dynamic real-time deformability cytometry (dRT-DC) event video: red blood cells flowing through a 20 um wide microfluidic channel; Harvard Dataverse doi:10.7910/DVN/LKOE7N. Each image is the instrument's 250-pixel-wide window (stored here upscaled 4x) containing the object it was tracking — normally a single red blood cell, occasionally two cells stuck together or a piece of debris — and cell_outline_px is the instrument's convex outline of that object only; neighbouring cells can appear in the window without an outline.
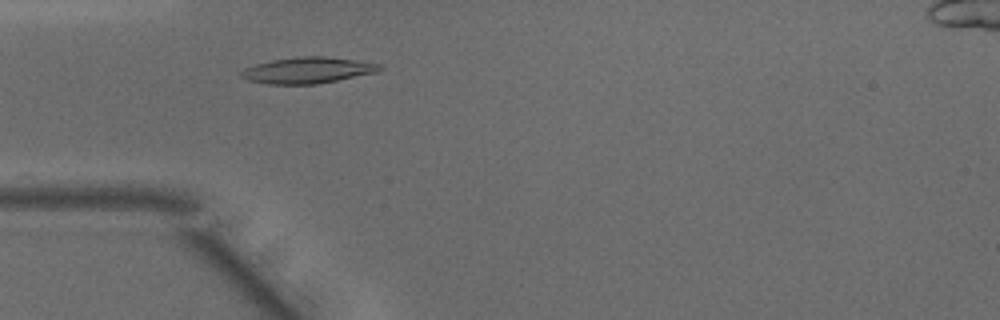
{"species": "common noctule bat (a hibernating species)", "species_latin": "Nyctalus noctula", "temperature_condition": "warm", "stored_images_in_passage": 31, "camera_frame_rate_fps": 3000, "um_per_image_px": 0.085, "animal": {"sex": "male", "body_mass_g": 15.6}, "frame": {"image": 1, "passage_image": 4, "time_ms": 1.0, "image_size_px": [1000, 320], "cell_outline_px": [[384, 68], [376, 72], [316, 84], [268, 84], [248, 80], [240, 76], [240, 72], [244, 68], [256, 64], [272, 60], [304, 56], [324, 56], [380, 64]], "centroid_in_image_um": [26.11, 5.97], "position_along_channel_um": 58.9, "area_um2": 20.75}}
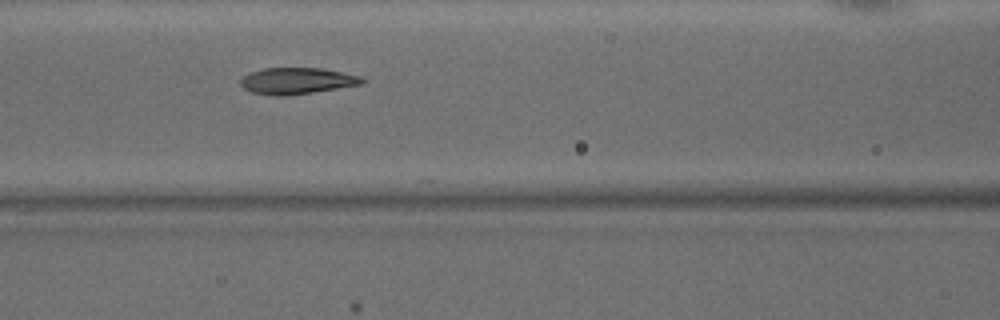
{"frame": {"image": 2, "passage_image": 10, "time_ms": 3.0, "image_size_px": [1000, 320], "cell_outline_px": [[368, 80], [364, 84], [312, 92], [284, 96], [276, 96], [252, 92], [244, 88], [240, 84], [240, 80], [244, 76], [252, 72], [264, 68], [320, 68], [364, 76]], "centroid_in_image_um": [25.31, 6.87], "position_along_channel_um": 141.3, "area_um2": 18.73}}
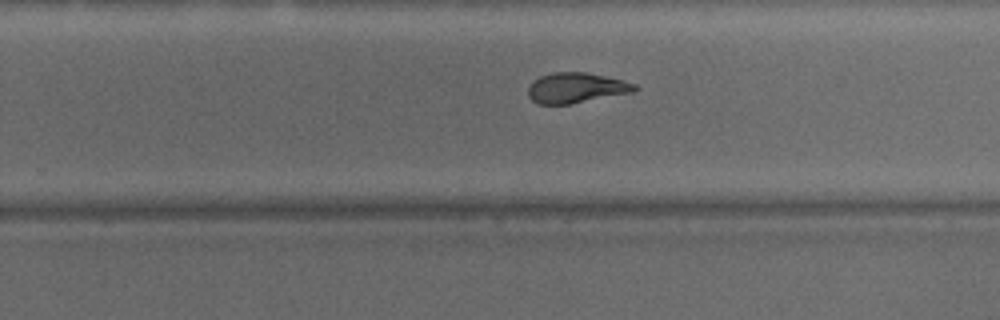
{"frame": {"image": 3, "passage_image": 20, "time_ms": 6.333, "image_size_px": [1000, 320], "cell_outline_px": [[640, 88], [636, 92], [568, 104], [536, 104], [528, 96], [528, 88], [540, 76], [552, 72], [584, 72], [624, 80], [636, 84]], "centroid_in_image_um": [49.02, 7.47], "position_along_channel_um": 280.8, "area_um2": 18.84}, "authors_computed_cell_mechanics": {"area_um2": 19.3052, "velocity_mm_per_s": 4.1951, "shape_relaxation_time_tau1_ms": 6.53, "shape_relaxation_time_tau2_ms": 2.2354, "deformation_change_tau1": 0.2145, "deformation_change_tau2": 0.0823}}